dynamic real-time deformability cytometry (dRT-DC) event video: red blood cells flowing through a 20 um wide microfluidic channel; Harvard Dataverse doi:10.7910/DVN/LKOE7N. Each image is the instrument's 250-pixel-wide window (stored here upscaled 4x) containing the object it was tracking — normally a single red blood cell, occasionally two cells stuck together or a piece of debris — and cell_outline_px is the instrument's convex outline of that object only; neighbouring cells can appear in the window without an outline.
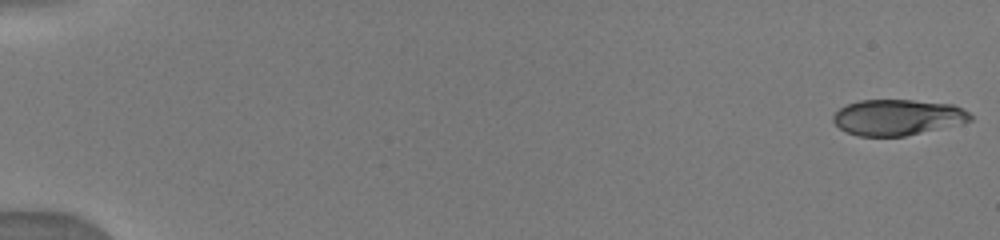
{"species": "human", "species_latin": "Homo sapiens", "temperature_condition": "warm", "stored_images_in_passage": 26, "camera_frame_rate_fps": 3000, "um_per_image_px": 0.085, "donor": {"sex": "male"}, "frame": {"image": 1, "passage_image": 1, "time_ms": 0.0, "image_size_px": [1000, 240], "cell_outline_px": [[972, 120], [904, 136], [856, 136], [840, 128], [832, 120], [832, 116], [840, 108], [848, 104], [860, 100], [912, 100], [952, 104], [968, 112], [972, 116]], "centroid_in_image_um": [76.24, 9.96], "position_along_channel_um": 8.8, "area_um2": 28.21}}
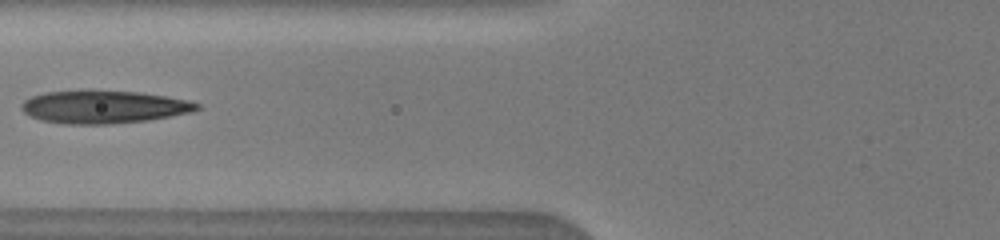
{"frame": {"image": 2, "passage_image": 12, "time_ms": 7.0, "image_size_px": [1000, 240], "cell_outline_px": [[200, 108], [192, 112], [148, 120], [108, 124], [64, 124], [40, 120], [28, 116], [20, 108], [20, 104], [24, 100], [32, 96], [44, 92], [92, 88], [140, 92], [188, 100], [200, 104]], "centroid_in_image_um": [8.75, 9.06], "position_along_channel_um": 117.0, "area_um2": 34.45}}
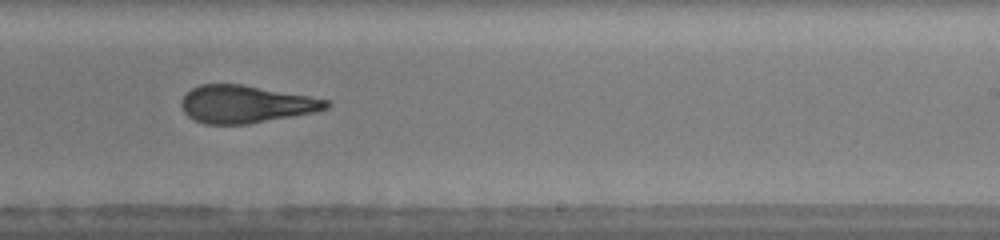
{"frame": {"image": 3, "passage_image": 18, "time_ms": 10.667, "image_size_px": [1000, 240], "cell_outline_px": [[332, 104], [328, 108], [312, 112], [248, 124], [204, 124], [188, 116], [184, 112], [180, 104], [180, 100], [192, 88], [200, 84], [240, 84], [332, 100]], "centroid_in_image_um": [20.88, 8.85], "position_along_channel_um": 268.1, "area_um2": 31.5}}